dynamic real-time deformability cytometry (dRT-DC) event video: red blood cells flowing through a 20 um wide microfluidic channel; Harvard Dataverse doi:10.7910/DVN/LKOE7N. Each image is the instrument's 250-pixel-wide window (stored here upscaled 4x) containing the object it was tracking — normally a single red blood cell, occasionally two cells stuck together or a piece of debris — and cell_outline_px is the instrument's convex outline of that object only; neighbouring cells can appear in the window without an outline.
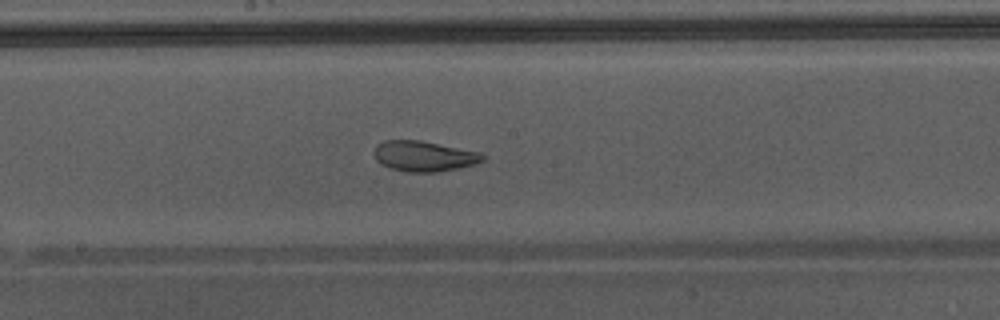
{"species": "Egyptian fruit bat (a non-hibernating species)", "species_latin": "Rousettus aegyptiacus", "temperature_condition": "warm", "stored_images_in_passage": 49, "camera_frame_rate_fps": 3000, "um_per_image_px": 0.085, "animal": {"sex": "male"}, "frame": {"image": 1, "passage_image": 28, "time_ms": 9.0, "image_size_px": [1000, 320], "cell_outline_px": [[484, 160], [476, 164], [440, 172], [408, 172], [388, 168], [380, 164], [376, 160], [376, 144], [384, 140], [420, 140], [480, 152], [484, 156]], "centroid_in_image_um": [36.04, 13.28], "position_along_channel_um": 212.2, "area_um2": 19.31}, "authors_computed_cell_mechanics": {"area_um2": 26.0678, "velocity_mm_per_s": 4.3464, "shape_relaxation_time_tau1_ms": null, "shape_relaxation_time_tau2_ms": 1.4021, "deformation_change_tau1": null, "deformation_change_tau2": 0.0616}}